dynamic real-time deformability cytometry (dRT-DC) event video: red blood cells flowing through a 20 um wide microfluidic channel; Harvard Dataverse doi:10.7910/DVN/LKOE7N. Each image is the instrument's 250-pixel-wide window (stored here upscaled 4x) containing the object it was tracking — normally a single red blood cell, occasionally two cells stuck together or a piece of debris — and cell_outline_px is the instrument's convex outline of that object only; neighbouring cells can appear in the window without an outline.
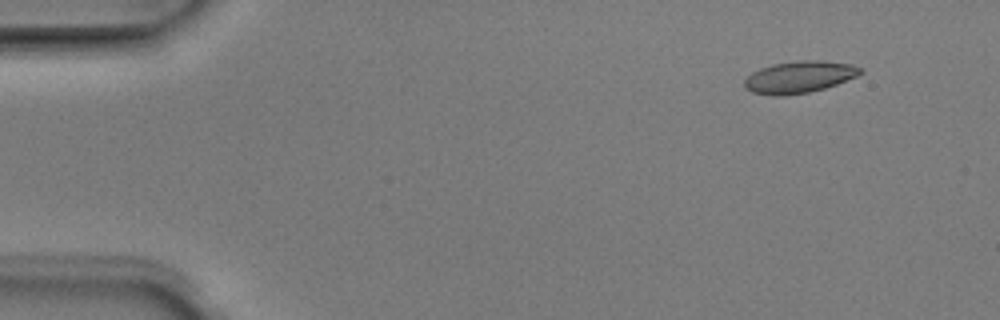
{"species": "Egyptian fruit bat (a non-hibernating species)", "species_latin": "Rousettus aegyptiacus", "temperature_condition": "room temperature", "stored_images_in_passage": 4, "camera_frame_rate_fps": 3000, "um_per_image_px": 0.085, "animal": {"sex": "male"}, "frame": {"image": 1, "passage_image": 1, "time_ms": 0.0, "image_size_px": [1000, 320], "cell_outline_px": [[864, 72], [856, 76], [836, 84], [824, 88], [808, 92], [780, 96], [772, 96], [752, 92], [744, 88], [744, 80], [752, 72], [760, 68], [772, 64], [800, 60], [820, 60], [852, 64], [860, 68]], "centroid_in_image_um": [67.9, 6.54], "position_along_channel_um": 17.1, "area_um2": 21.5}}
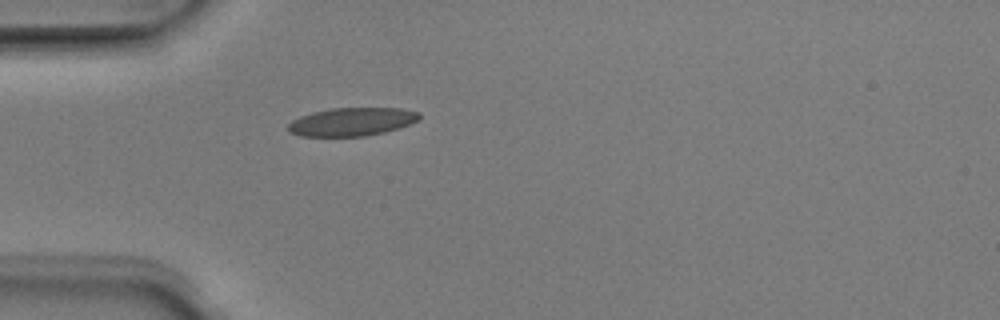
{"frame": {"image": 2, "passage_image": 4, "time_ms": 1.0, "image_size_px": [1000, 320], "cell_outline_px": [[420, 120], [400, 128], [384, 132], [364, 136], [300, 136], [288, 132], [288, 124], [292, 120], [300, 116], [312, 112], [332, 108], [400, 108], [420, 112]], "centroid_in_image_um": [29.92, 10.35], "position_along_channel_um": 55.1, "area_um2": 21.73}}